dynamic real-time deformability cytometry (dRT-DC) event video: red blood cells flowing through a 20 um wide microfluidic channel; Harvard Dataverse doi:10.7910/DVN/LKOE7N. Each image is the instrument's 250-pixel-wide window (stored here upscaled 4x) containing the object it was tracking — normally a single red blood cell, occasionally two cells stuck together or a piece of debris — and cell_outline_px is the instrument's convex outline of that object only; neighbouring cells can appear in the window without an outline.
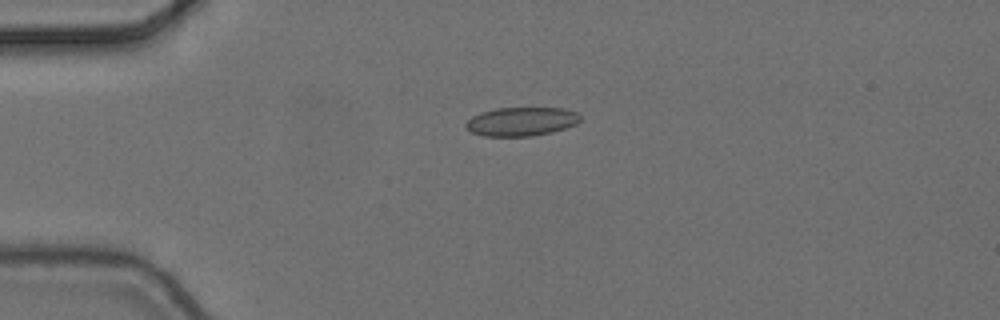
{"species": "common noctule bat (a hibernating species)", "species_latin": "Nyctalus noctula", "temperature_condition": "cold", "stored_images_in_passage": 1, "camera_frame_rate_fps": 3000, "um_per_image_px": 0.085, "animal": {"sex": "female", "body_mass_g": 24.6, "forearm_length_mm": 56.2}, "frame": {"image": 1, "passage_image": 1, "time_ms": 0.0, "image_size_px": [1000, 320], "cell_outline_px": [[580, 120], [576, 124], [552, 132], [532, 136], [484, 136], [472, 132], [464, 124], [472, 116], [480, 112], [496, 108], [564, 108], [576, 112], [580, 116]], "centroid_in_image_um": [44.31, 10.32], "position_along_channel_um": 40.7, "area_um2": 19.13}}